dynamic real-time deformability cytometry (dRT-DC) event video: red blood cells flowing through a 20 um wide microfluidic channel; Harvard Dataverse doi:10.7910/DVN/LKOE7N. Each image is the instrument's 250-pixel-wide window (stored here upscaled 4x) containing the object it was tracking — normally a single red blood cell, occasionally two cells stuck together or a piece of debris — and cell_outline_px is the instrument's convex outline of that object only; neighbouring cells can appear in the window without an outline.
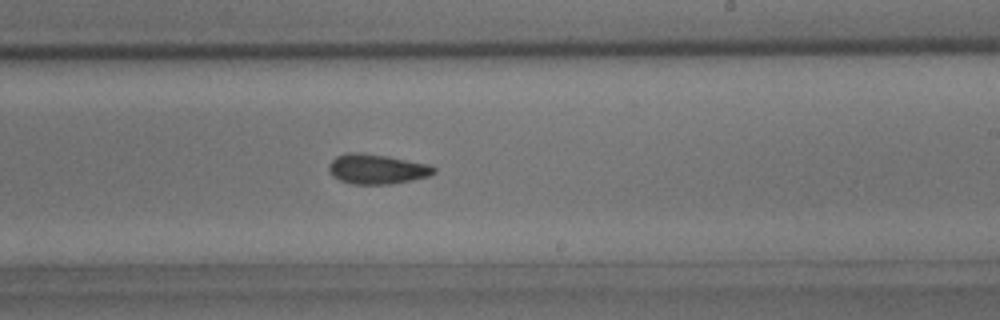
{"species": "common noctule bat (a hibernating species)", "species_latin": "Nyctalus noctula", "temperature_condition": "room temperature", "stored_images_in_passage": 28, "camera_frame_rate_fps": 3000, "um_per_image_px": 0.085, "animal": {"sex": "male", "body_mass_g": 15.6}, "frame": {"image": 1, "passage_image": 16, "time_ms": 5.0, "image_size_px": [1000, 320], "cell_outline_px": [[436, 172], [428, 176], [412, 180], [392, 184], [352, 184], [340, 180], [332, 176], [328, 168], [328, 164], [336, 156], [344, 152], [360, 152], [388, 156], [428, 164], [436, 168]], "centroid_in_image_um": [32.01, 14.36], "position_along_channel_um": 257.0, "area_um2": 18.44}}